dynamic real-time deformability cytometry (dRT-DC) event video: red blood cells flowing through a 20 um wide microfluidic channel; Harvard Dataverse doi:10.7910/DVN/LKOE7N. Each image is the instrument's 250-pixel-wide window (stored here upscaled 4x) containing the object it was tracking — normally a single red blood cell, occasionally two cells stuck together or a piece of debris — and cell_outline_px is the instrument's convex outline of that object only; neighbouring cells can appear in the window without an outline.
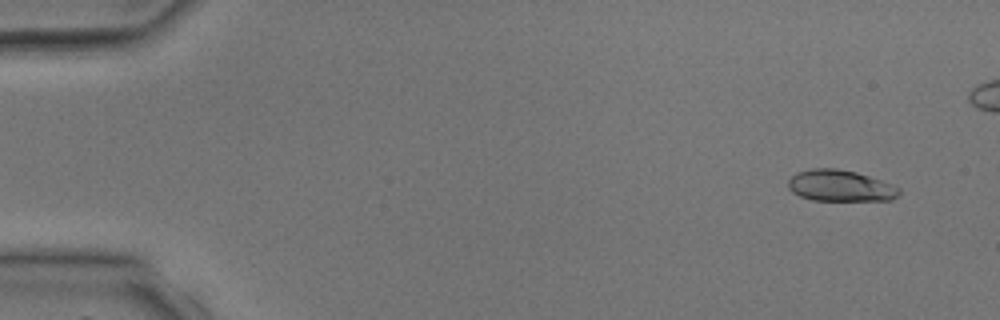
{"species": "common noctule bat (a hibernating species)", "species_latin": "Nyctalus noctula", "temperature_condition": "room temperature", "stored_images_in_passage": 5, "camera_frame_rate_fps": 3000, "um_per_image_px": 0.085, "animal": {"sex": "male", "body_mass_g": 17.9, "forearm_length_mm": 54.2}, "frame": {"image": 1, "passage_image": 1, "time_ms": 0.0, "image_size_px": [1000, 320], "cell_outline_px": [[900, 196], [892, 200], [812, 200], [800, 196], [792, 192], [788, 188], [788, 180], [796, 172], [812, 168], [836, 168], [856, 172], [892, 184], [900, 188]], "centroid_in_image_um": [71.42, 15.79], "position_along_channel_um": 13.6, "area_um2": 20.35}}